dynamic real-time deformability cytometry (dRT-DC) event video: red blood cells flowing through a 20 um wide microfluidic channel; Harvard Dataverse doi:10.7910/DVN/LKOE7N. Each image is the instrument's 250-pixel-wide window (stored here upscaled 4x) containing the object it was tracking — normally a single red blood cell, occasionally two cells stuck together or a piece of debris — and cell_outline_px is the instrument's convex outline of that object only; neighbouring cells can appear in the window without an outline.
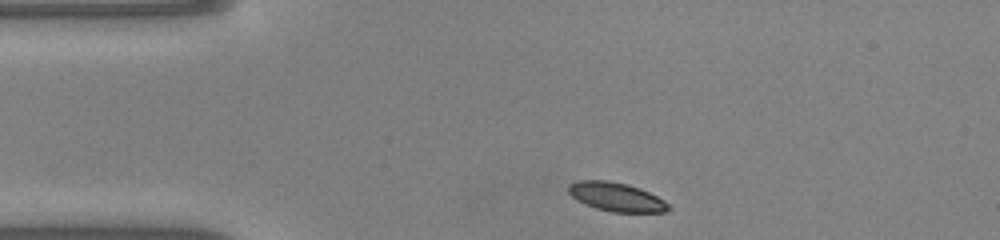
{"species": "common noctule bat (a hibernating species)", "species_latin": "Nyctalus noctula", "temperature_condition": "warm", "stored_images_in_passage": 40, "camera_frame_rate_fps": 3000, "um_per_image_px": 0.085, "animal": {"sex": "male", "body_mass_g": 20.0, "forearm_length_mm": 53.3}, "frame": {"image": 1, "passage_image": 1, "time_ms": 0.0, "image_size_px": [1000, 240], "cell_outline_px": [[672, 208], [664, 212], [612, 212], [596, 208], [572, 196], [568, 192], [568, 184], [576, 180], [608, 180], [628, 184], [640, 188], [664, 200]], "centroid_in_image_um": [52.4, 16.72], "position_along_channel_um": 32.6, "area_um2": 16.7}}
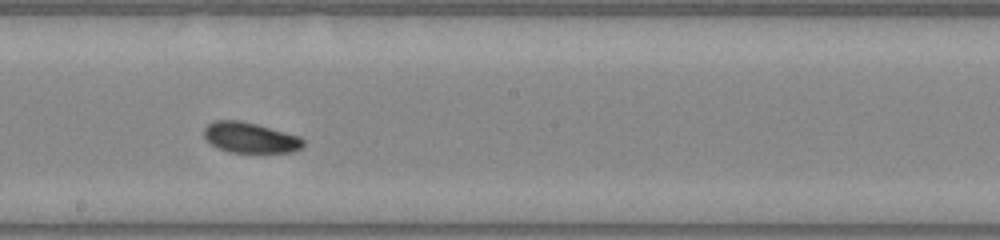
{"frame": {"image": 2, "passage_image": 18, "time_ms": 5.667, "image_size_px": [1000, 240], "cell_outline_px": [[304, 144], [300, 148], [292, 152], [228, 152], [212, 144], [204, 136], [204, 128], [208, 124], [216, 120], [240, 120], [256, 124], [300, 136], [304, 140]], "centroid_in_image_um": [21.27, 11.69], "position_along_channel_um": 226.9, "area_um2": 17.46}}
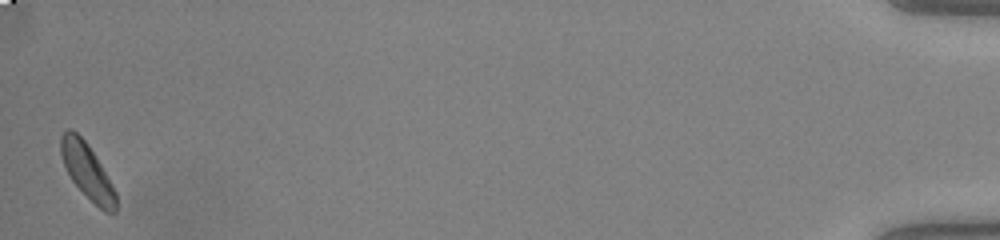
{"frame": {"image": 3, "passage_image": 40, "time_ms": 13.0, "image_size_px": [1000, 240], "cell_outline_px": [[116, 212], [104, 212], [72, 180], [64, 164], [60, 152], [60, 136], [68, 128], [72, 128], [88, 144], [112, 184], [116, 192]], "centroid_in_image_um": [7.4, 14.51], "position_along_channel_um": 427.8, "area_um2": 17.28}, "authors_computed_cell_mechanics": {"area_um2": 17.5712, "velocity_mm_per_s": 4.0882, "shape_relaxation_time_tau1_ms": 1.4662, "shape_relaxation_time_tau2_ms": 5.4994, "deformation_change_tau1": 0.1031, "deformation_change_tau2": 0.1281}}